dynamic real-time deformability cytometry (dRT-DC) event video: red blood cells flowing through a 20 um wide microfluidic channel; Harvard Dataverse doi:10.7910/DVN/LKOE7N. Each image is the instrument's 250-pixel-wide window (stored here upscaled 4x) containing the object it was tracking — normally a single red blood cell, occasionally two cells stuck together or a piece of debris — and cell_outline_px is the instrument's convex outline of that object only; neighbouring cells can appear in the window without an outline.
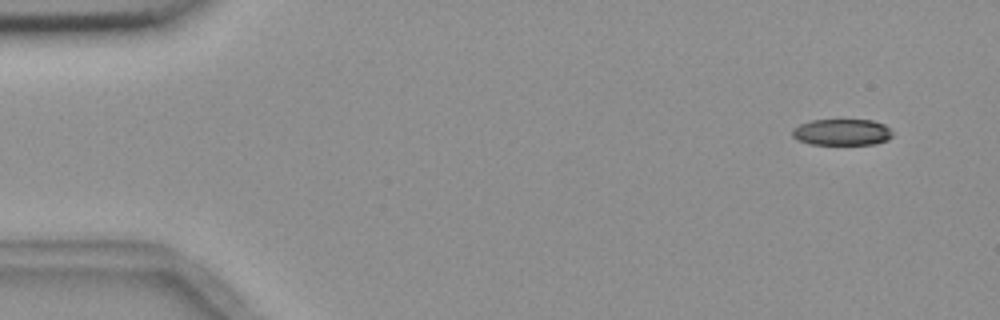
{"species": "common noctule bat (a hibernating species)", "species_latin": "Nyctalus noctula", "temperature_condition": "room temperature", "stored_images_in_passage": 4, "camera_frame_rate_fps": 3000, "um_per_image_px": 0.085, "animal": {"sex": "female", "body_mass_g": 18.4}, "frame": {"image": 1, "passage_image": 1, "time_ms": 0.0, "image_size_px": [1000, 320], "cell_outline_px": [[892, 136], [888, 140], [876, 144], [812, 144], [800, 140], [792, 136], [792, 128], [800, 124], [812, 120], [872, 120], [884, 124], [892, 132]], "centroid_in_image_um": [71.58, 11.23], "position_along_channel_um": 13.4, "area_um2": 15.32}}